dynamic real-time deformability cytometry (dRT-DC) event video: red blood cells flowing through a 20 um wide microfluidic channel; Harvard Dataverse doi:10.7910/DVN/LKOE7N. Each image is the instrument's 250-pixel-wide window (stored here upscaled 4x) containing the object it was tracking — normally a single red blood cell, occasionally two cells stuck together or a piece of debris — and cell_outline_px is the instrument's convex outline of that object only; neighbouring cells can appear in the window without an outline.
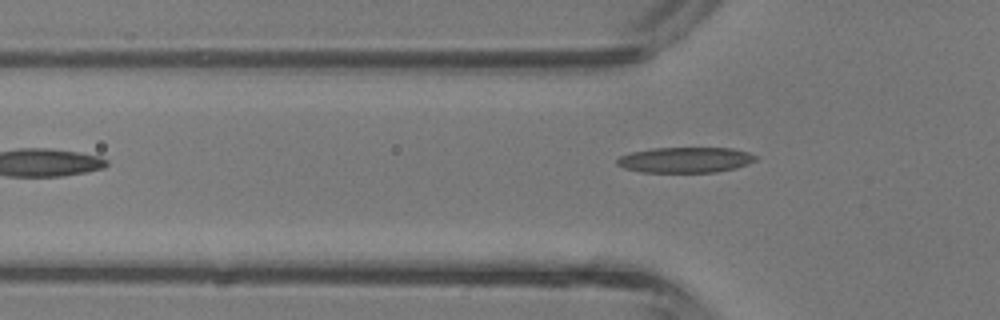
{"species": "common noctule bat (a hibernating species)", "species_latin": "Nyctalus noctula", "temperature_condition": "room temperature", "stored_images_in_passage": 3, "camera_frame_rate_fps": 3000, "um_per_image_px": 0.085, "animal": {"sex": "male", "body_mass_g": 13.3}, "frame": {"image": 1, "passage_image": 3, "time_ms": 0.667, "image_size_px": [1000, 320], "cell_outline_px": [[756, 160], [748, 164], [736, 168], [716, 172], [640, 172], [624, 168], [616, 164], [616, 160], [620, 156], [632, 152], [652, 148], [732, 148], [748, 152], [756, 156]], "centroid_in_image_um": [58.25, 13.59], "position_along_channel_um": 67.6, "area_um2": 20.63}}